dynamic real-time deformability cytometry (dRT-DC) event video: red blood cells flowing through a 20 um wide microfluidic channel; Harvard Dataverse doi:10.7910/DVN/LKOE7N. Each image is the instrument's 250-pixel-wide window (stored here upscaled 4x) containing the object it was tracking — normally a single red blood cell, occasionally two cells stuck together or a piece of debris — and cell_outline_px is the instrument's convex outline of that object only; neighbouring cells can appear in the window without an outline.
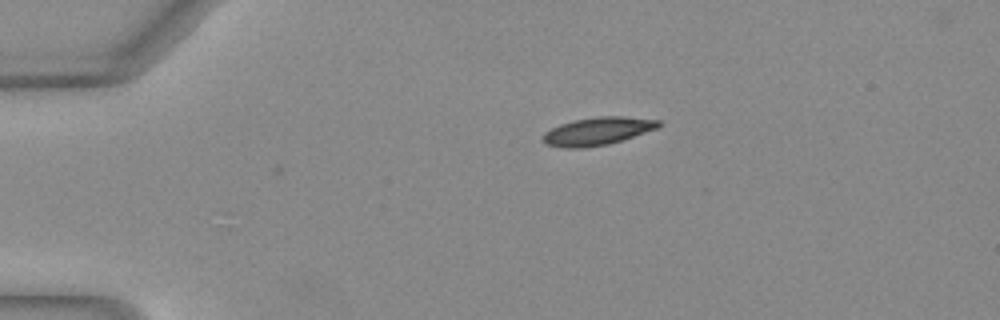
{"species": "Egyptian fruit bat (a non-hibernating species)", "species_latin": "Rousettus aegyptiacus", "temperature_condition": "warm", "stored_images_in_passage": 6, "camera_frame_rate_fps": 3000, "um_per_image_px": 0.085, "animal": {"sex": "female"}, "frame": {"image": 1, "passage_image": 6, "time_ms": 1.667, "image_size_px": [1000, 320], "cell_outline_px": [[660, 124], [656, 128], [608, 144], [580, 148], [564, 148], [544, 144], [544, 132], [560, 124], [572, 120], [600, 116], [624, 116], [660, 120]], "centroid_in_image_um": [50.75, 11.14], "position_along_channel_um": 34.3, "area_um2": 18.5}}